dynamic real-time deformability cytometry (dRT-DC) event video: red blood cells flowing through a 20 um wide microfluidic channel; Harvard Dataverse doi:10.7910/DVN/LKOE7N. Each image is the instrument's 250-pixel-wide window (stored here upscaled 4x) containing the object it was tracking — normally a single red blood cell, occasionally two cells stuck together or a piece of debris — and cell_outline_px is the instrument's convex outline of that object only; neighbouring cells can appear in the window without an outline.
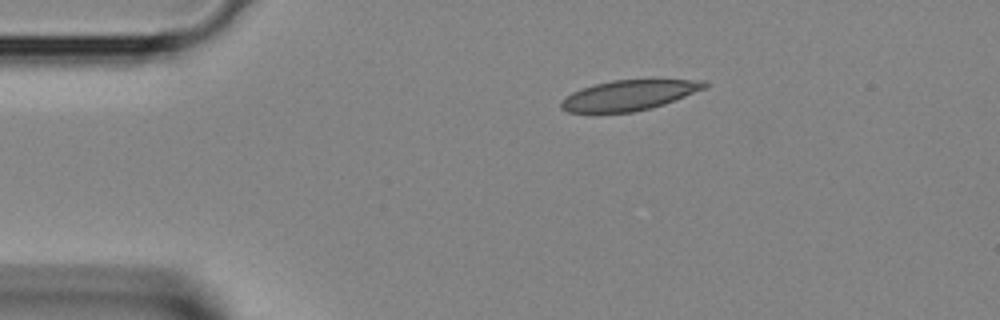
{"species": "Egyptian fruit bat (a non-hibernating species)", "species_latin": "Rousettus aegyptiacus", "temperature_condition": "room temperature", "stored_images_in_passage": 2, "camera_frame_rate_fps": 3000, "um_per_image_px": 0.085, "animal": {"sex": "female"}, "frame": {"image": 1, "passage_image": 2, "time_ms": 0.333, "image_size_px": [1000, 320], "cell_outline_px": [[708, 84], [704, 88], [664, 104], [632, 112], [568, 112], [560, 108], [560, 100], [572, 92], [580, 88], [612, 80], [704, 80]], "centroid_in_image_um": [53.39, 8.09], "position_along_channel_um": 31.6, "area_um2": 24.85}}